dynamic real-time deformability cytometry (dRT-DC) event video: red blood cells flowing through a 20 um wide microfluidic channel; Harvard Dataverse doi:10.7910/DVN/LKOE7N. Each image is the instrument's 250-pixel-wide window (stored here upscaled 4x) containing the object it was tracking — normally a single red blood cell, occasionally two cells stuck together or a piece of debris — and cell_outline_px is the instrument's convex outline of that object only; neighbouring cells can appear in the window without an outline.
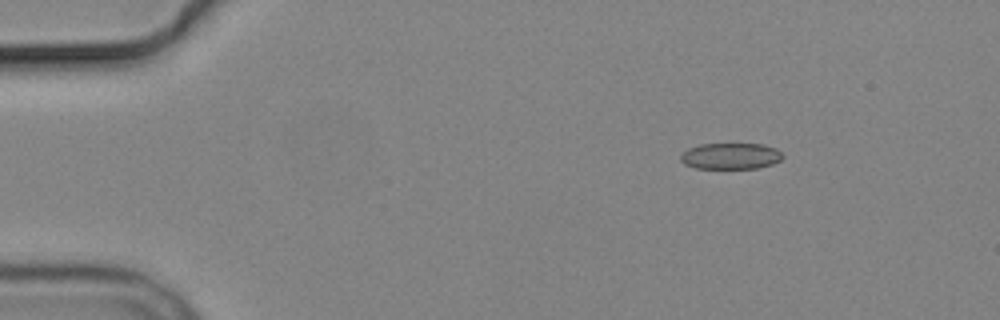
{"species": "common noctule bat (a hibernating species)", "species_latin": "Nyctalus noctula", "temperature_condition": "cold", "stored_images_in_passage": 3, "camera_frame_rate_fps": 3000, "um_per_image_px": 0.085, "animal": {"sex": "male", "body_mass_g": 19.2, "forearm_length_mm": 51.8}, "frame": {"image": 1, "passage_image": 1, "time_ms": 0.0, "image_size_px": [1000, 320], "cell_outline_px": [[784, 156], [780, 160], [772, 164], [756, 168], [696, 168], [684, 164], [680, 160], [680, 156], [688, 148], [700, 144], [764, 144], [776, 148]], "centroid_in_image_um": [62.1, 13.26], "position_along_channel_um": 22.9, "area_um2": 15.55}}
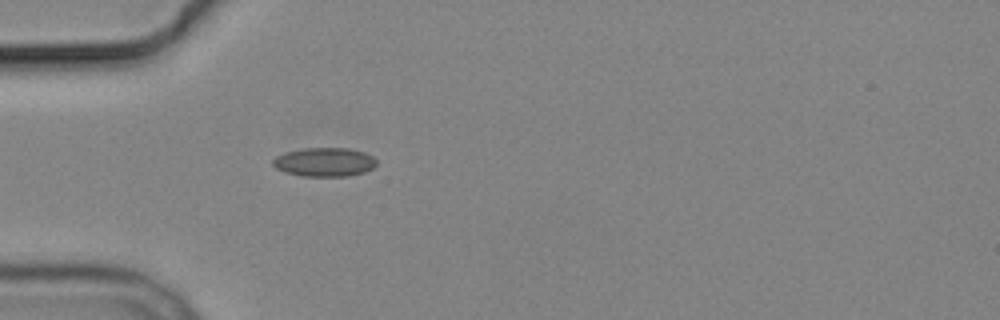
{"frame": {"image": 2, "passage_image": 3, "time_ms": 3.0, "image_size_px": [1000, 320], "cell_outline_px": [[376, 164], [372, 168], [364, 172], [348, 176], [304, 176], [284, 172], [276, 168], [272, 164], [272, 160], [276, 156], [288, 152], [304, 148], [348, 148], [364, 152], [372, 156], [376, 160]], "centroid_in_image_um": [27.58, 13.78], "position_along_channel_um": 57.4, "area_um2": 17.34}}